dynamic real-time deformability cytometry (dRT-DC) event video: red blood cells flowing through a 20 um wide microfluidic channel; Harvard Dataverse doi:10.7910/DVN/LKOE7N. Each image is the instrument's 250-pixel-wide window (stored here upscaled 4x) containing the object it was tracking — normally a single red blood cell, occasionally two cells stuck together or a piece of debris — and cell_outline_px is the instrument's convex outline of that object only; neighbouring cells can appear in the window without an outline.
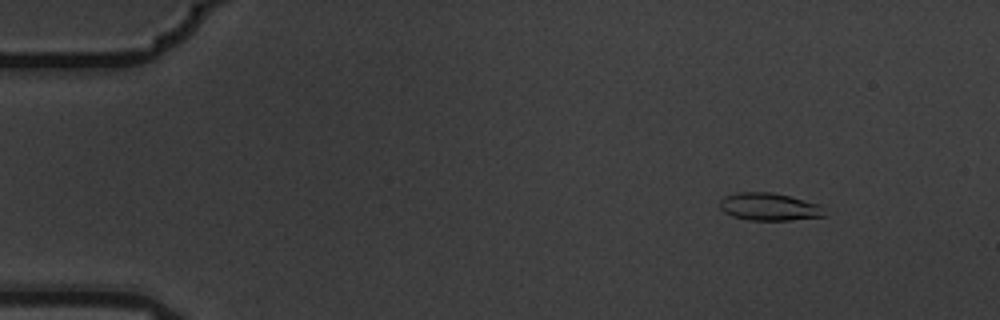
{"species": "common noctule bat (a hibernating species)", "species_latin": "Nyctalus noctula", "temperature_condition": "warm", "stored_images_in_passage": 5, "camera_frame_rate_fps": 3000, "um_per_image_px": 0.085, "animal": {"sex": "male", "body_mass_g": 19.5, "forearm_length_mm": 54.6}, "frame": {"image": 1, "passage_image": 2, "time_ms": 0.333, "image_size_px": [1000, 320], "cell_outline_px": [[824, 216], [792, 220], [748, 220], [732, 216], [724, 212], [720, 208], [720, 200], [724, 196], [736, 192], [772, 192], [820, 204]], "centroid_in_image_um": [65.33, 17.57], "position_along_channel_um": 19.7, "area_um2": 16.76}}